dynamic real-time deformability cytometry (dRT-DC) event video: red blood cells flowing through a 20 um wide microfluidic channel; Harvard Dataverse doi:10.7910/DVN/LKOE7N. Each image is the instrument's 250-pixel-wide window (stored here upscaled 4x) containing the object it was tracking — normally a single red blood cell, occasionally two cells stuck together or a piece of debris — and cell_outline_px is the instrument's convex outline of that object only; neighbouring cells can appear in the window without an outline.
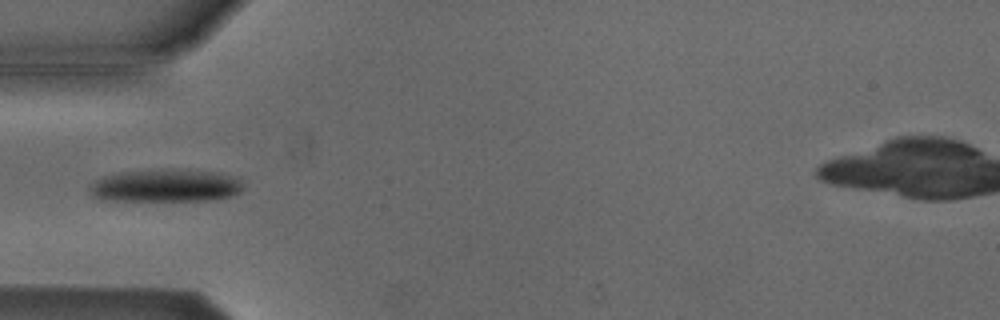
{"species": "Egyptian fruit bat (a non-hibernating species)", "species_latin": "Rousettus aegyptiacus", "temperature_condition": "cold", "stored_images_in_passage": 37, "camera_frame_rate_fps": 3000, "um_per_image_px": 0.085, "animal": {"sex": "male"}, "frame": {"image": 1, "passage_image": 1, "time_ms": 0.0, "image_size_px": [1000, 320], "cell_outline_px": [[244, 188], [240, 192], [232, 196], [208, 200], [100, 200], [92, 196], [88, 188], [96, 180], [104, 176], [120, 172], [212, 172], [228, 176], [240, 180], [244, 184]], "centroid_in_image_um": [14.04, 15.84], "position_along_channel_um": 71.0, "area_um2": 27.92}}
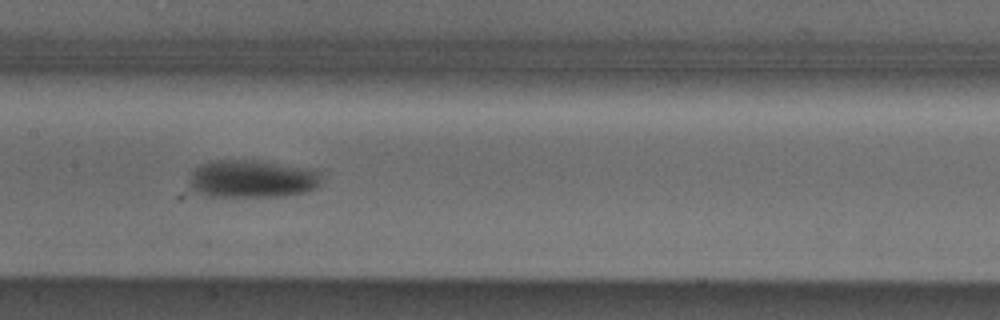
{"frame": {"image": 2, "passage_image": 10, "time_ms": 3.0, "image_size_px": [1000, 320], "cell_outline_px": [[320, 184], [316, 188], [308, 192], [280, 196], [208, 196], [196, 192], [188, 184], [188, 180], [192, 172], [200, 164], [208, 160], [252, 160], [308, 168], [320, 172]], "centroid_in_image_um": [21.4, 15.2], "position_along_channel_um": 186.0, "area_um2": 29.13}}
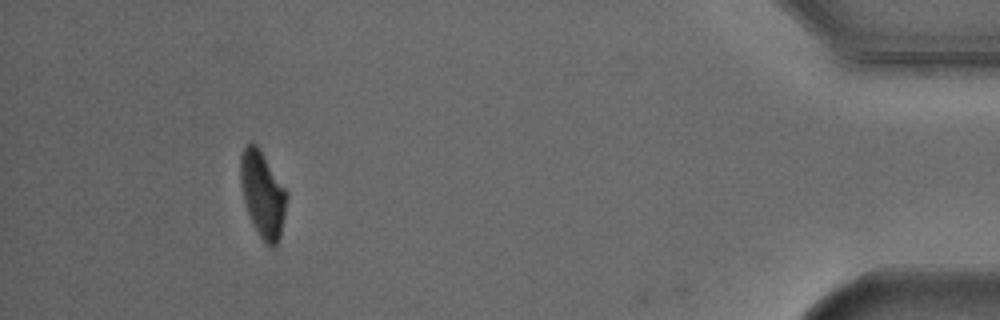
{"frame": {"image": 3, "passage_image": 33, "time_ms": 10.667, "image_size_px": [1000, 320], "cell_outline_px": [[288, 196], [280, 236], [276, 244], [272, 248], [260, 236], [248, 212], [244, 200], [240, 184], [240, 156], [244, 148], [252, 140], [256, 144], [288, 192]], "centroid_in_image_um": [22.32, 16.47], "position_along_channel_um": 412.9, "area_um2": 22.77}, "authors_computed_cell_mechanics": {"area_um2": 27.0504, "velocity_mm_per_s": 3.8314, "shape_relaxation_time_tau1_ms": 1.815, "shape_relaxation_time_tau2_ms": null, "deformation_change_tau1": 0.1159, "deformation_change_tau2": null}}